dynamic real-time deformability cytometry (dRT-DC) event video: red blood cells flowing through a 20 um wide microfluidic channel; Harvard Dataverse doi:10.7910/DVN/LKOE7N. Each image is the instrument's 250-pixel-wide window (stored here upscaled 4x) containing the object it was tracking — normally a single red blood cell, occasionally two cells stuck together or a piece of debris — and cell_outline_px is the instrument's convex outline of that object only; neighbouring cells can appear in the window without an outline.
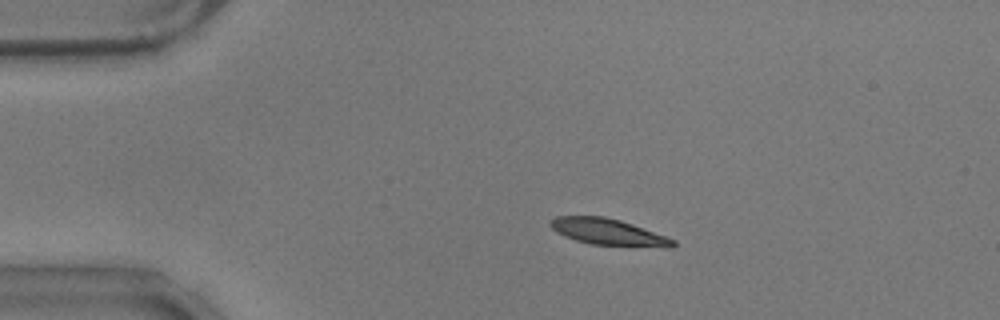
{"species": "common noctule bat (a hibernating species)", "species_latin": "Nyctalus noctula", "temperature_condition": "warm", "stored_images_in_passage": 57, "camera_frame_rate_fps": 3000, "um_per_image_px": 0.085, "animal": {"sex": "male", "body_mass_g": 17.9}, "frame": {"image": 1, "passage_image": 11, "time_ms": 3.333, "image_size_px": [1000, 320], "cell_outline_px": [[676, 244], [672, 248], [664, 248], [592, 244], [576, 240], [564, 236], [556, 232], [548, 224], [556, 216], [604, 216], [620, 220], [632, 224], [676, 240]], "centroid_in_image_um": [51.73, 19.73], "position_along_channel_um": 33.3, "area_um2": 18.9}}
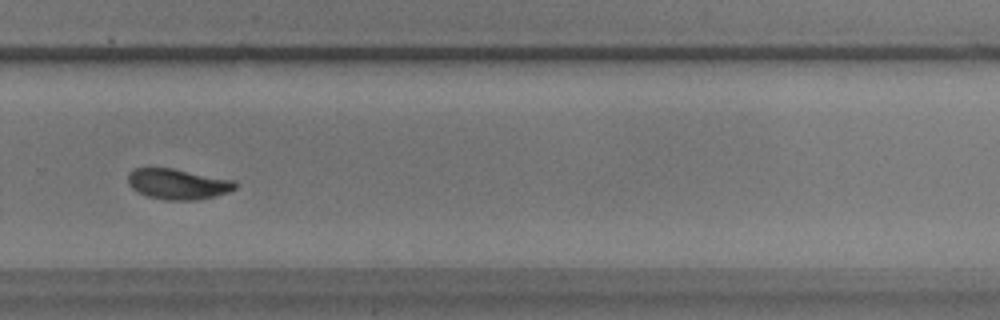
{"frame": {"image": 2, "passage_image": 39, "time_ms": 12.667, "image_size_px": [1000, 320], "cell_outline_px": [[236, 188], [228, 192], [216, 196], [200, 200], [164, 200], [148, 196], [132, 188], [128, 184], [128, 172], [136, 168], [172, 168], [236, 180]], "centroid_in_image_um": [15.14, 15.64], "position_along_channel_um": 314.7, "area_um2": 19.19}}
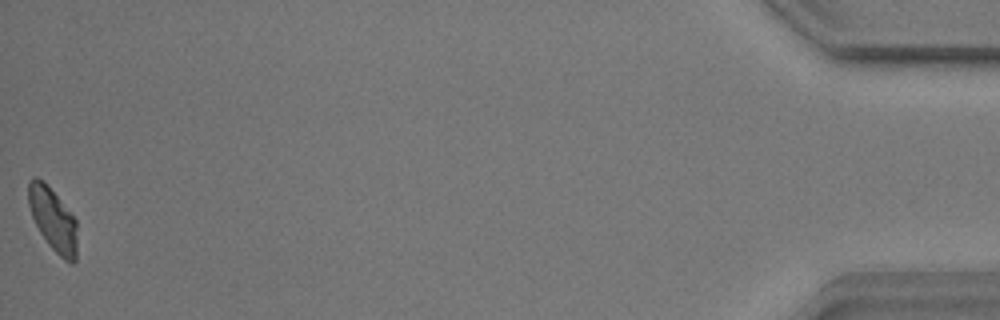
{"frame": {"image": 3, "passage_image": 57, "time_ms": 18.667, "image_size_px": [1000, 320], "cell_outline_px": [[76, 260], [72, 264], [64, 260], [48, 244], [40, 232], [32, 216], [28, 204], [28, 180], [32, 176], [36, 176], [56, 196], [76, 220]], "centroid_in_image_um": [4.48, 18.68], "position_along_channel_um": 430.7, "area_um2": 17.46}, "authors_computed_cell_mechanics": {"area_um2": 18.9006, "velocity_mm_per_s": 3.508, "shape_relaxation_time_tau1_ms": 3.6374, "shape_relaxation_time_tau2_ms": 2.0888, "deformation_change_tau1": 0.1491, "deformation_change_tau2": 0.0671}}